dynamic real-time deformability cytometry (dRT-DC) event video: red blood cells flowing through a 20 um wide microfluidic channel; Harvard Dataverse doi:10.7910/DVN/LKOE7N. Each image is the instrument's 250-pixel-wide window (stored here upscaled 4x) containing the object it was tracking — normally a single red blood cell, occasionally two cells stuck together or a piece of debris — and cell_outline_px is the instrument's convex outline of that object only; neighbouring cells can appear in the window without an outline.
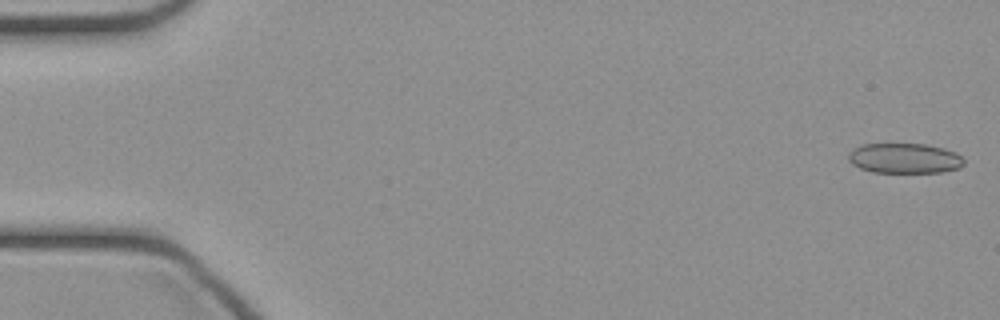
{"species": "common noctule bat (a hibernating species)", "species_latin": "Nyctalus noctula", "temperature_condition": "cold", "stored_images_in_passage": 46, "camera_frame_rate_fps": 3000, "um_per_image_px": 0.085, "animal": {"sex": "female", "body_mass_g": 21.9}, "frame": {"image": 1, "passage_image": 1, "time_ms": 0.0, "image_size_px": [1000, 320], "cell_outline_px": [[964, 164], [960, 168], [940, 172], [872, 172], [860, 168], [852, 164], [848, 160], [848, 152], [852, 148], [864, 144], [924, 144], [944, 148], [956, 152], [964, 160]], "centroid_in_image_um": [76.87, 13.45], "position_along_channel_um": 8.1, "area_um2": 20.35}}
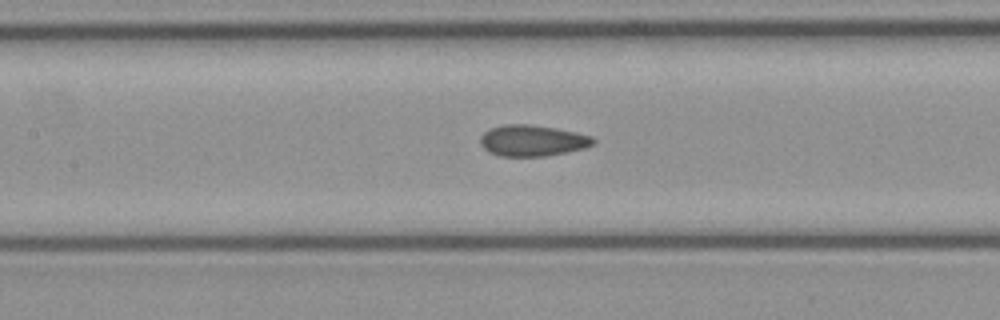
{"frame": {"image": 2, "passage_image": 21, "time_ms": 6.667, "image_size_px": [1000, 320], "cell_outline_px": [[596, 140], [592, 144], [584, 148], [544, 156], [500, 156], [488, 152], [480, 144], [480, 136], [488, 128], [504, 124], [528, 124], [552, 128], [592, 136]], "centroid_in_image_um": [45.18, 11.95], "position_along_channel_um": 162.2, "area_um2": 20.29}}
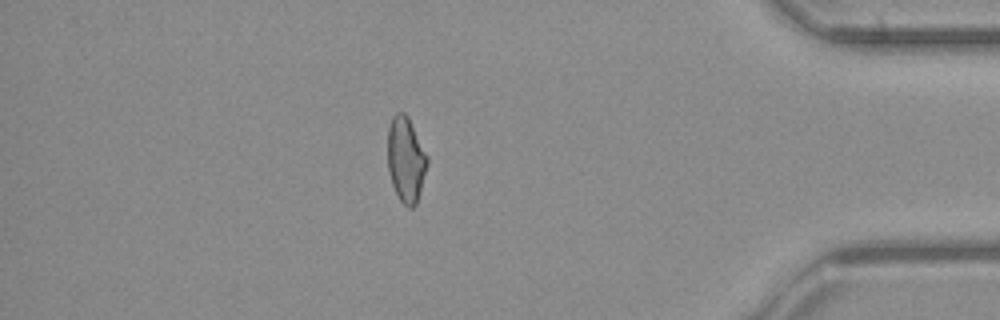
{"frame": {"image": 3, "passage_image": 40, "time_ms": 13.0, "image_size_px": [1000, 320], "cell_outline_px": [[428, 164], [416, 204], [412, 208], [408, 208], [400, 200], [392, 184], [388, 168], [388, 128], [392, 116], [396, 112], [404, 112], [408, 116], [428, 156]], "centroid_in_image_um": [34.5, 13.53], "position_along_channel_um": 400.7, "area_um2": 19.65}}